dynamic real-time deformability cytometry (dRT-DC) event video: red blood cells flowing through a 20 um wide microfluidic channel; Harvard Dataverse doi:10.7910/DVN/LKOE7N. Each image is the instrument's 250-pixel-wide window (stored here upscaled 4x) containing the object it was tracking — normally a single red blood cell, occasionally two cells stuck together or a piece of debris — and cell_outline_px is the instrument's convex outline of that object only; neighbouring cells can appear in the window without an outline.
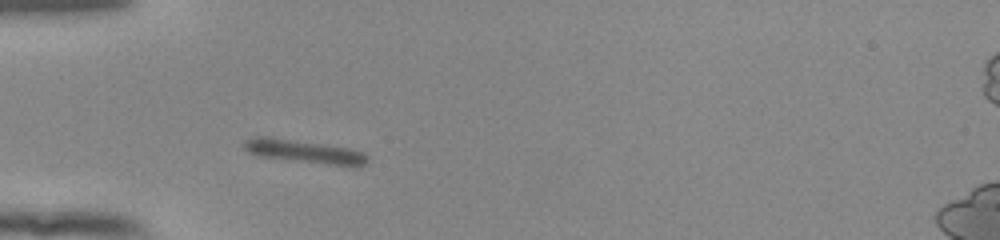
{"species": "human", "species_latin": "Homo sapiens", "temperature_condition": "room temperature", "stored_images_in_passage": 47, "camera_frame_rate_fps": 3000, "um_per_image_px": 0.085, "donor": {"sex": "female"}, "frame": {"image": 1, "passage_image": 8, "time_ms": 2.333, "image_size_px": [1000, 240], "cell_outline_px": [[368, 160], [360, 168], [260, 156], [248, 152], [244, 148], [244, 140], [252, 136], [268, 136], [352, 148], [364, 152], [368, 156]], "centroid_in_image_um": [25.92, 12.87], "position_along_channel_um": 59.1, "area_um2": 16.88}}
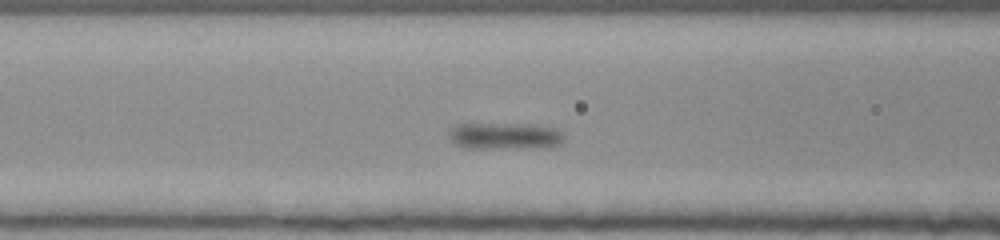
{"frame": {"image": 2, "passage_image": 14, "time_ms": 4.333, "image_size_px": [1000, 240], "cell_outline_px": [[564, 140], [560, 144], [548, 148], [460, 148], [448, 136], [448, 132], [456, 124], [532, 124], [556, 128], [564, 136]], "centroid_in_image_um": [42.93, 11.57], "position_along_channel_um": 123.7, "area_um2": 18.21}}
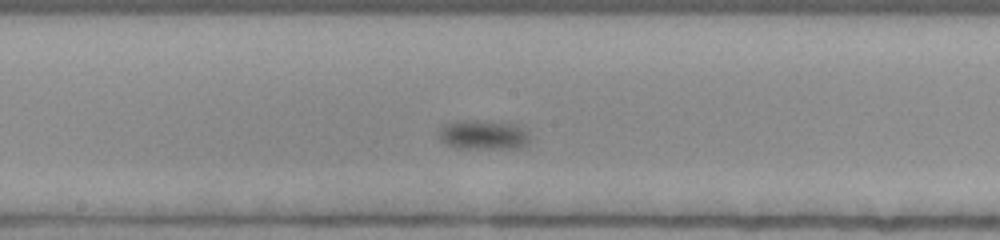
{"frame": {"image": 3, "passage_image": 21, "time_ms": 6.667, "image_size_px": [1000, 240], "cell_outline_px": [[528, 144], [520, 148], [456, 148], [444, 144], [440, 140], [436, 132], [444, 124], [456, 120], [476, 120], [520, 124], [528, 132]], "centroid_in_image_um": [41.05, 11.45], "position_along_channel_um": 207.2, "area_um2": 16.07}}